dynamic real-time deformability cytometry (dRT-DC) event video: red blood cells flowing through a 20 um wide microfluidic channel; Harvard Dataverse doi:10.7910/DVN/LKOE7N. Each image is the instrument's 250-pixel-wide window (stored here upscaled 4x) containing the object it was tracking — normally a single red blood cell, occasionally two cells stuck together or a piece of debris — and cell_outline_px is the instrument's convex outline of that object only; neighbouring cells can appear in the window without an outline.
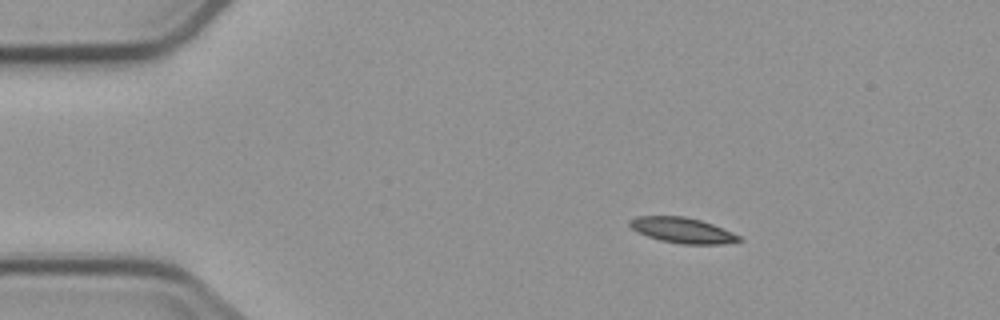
{"species": "common noctule bat (a hibernating species)", "species_latin": "Nyctalus noctula", "temperature_condition": "cold", "stored_images_in_passage": 3, "camera_frame_rate_fps": 3000, "um_per_image_px": 0.085, "animal": {"sex": "male", "body_mass_g": 23.1, "forearm_length_mm": 52.7}, "frame": {"image": 1, "passage_image": 1, "time_ms": 0.0, "image_size_px": [1000, 320], "cell_outline_px": [[744, 240], [720, 244], [680, 244], [660, 240], [648, 236], [632, 228], [628, 224], [628, 220], [636, 216], [684, 216], [700, 220], [712, 224], [732, 232], [740, 236]], "centroid_in_image_um": [58.0, 19.57], "position_along_channel_um": 27.0, "area_um2": 16.13}}
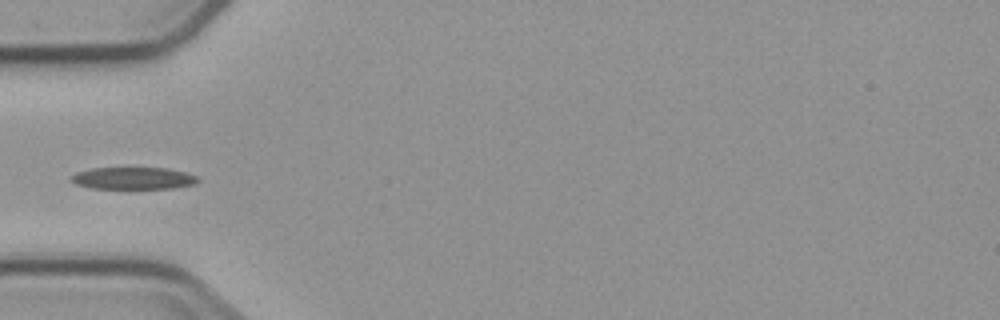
{"frame": {"image": 2, "passage_image": 3, "time_ms": 3.0, "image_size_px": [1000, 320], "cell_outline_px": [[200, 180], [196, 184], [172, 188], [92, 188], [76, 184], [68, 180], [76, 172], [92, 168], [168, 168], [184, 172], [196, 176]], "centroid_in_image_um": [11.32, 15.15], "position_along_channel_um": 73.7, "area_um2": 16.24}}